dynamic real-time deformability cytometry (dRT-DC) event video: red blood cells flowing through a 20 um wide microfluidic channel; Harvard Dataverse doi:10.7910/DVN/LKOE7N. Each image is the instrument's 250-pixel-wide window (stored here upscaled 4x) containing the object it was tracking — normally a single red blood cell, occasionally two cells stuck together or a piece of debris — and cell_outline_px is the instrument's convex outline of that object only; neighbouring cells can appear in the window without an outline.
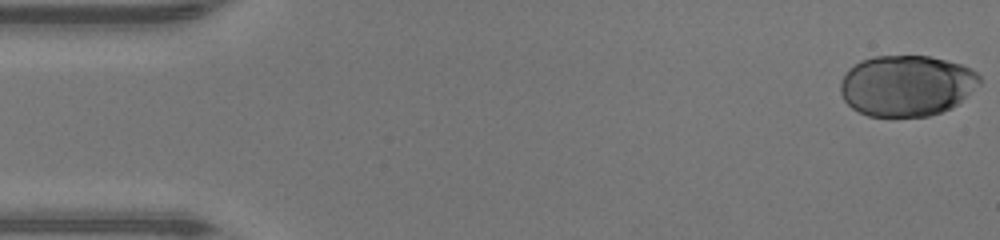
{"species": "human", "species_latin": "Homo sapiens", "temperature_condition": "warm", "stored_images_in_passage": 47, "camera_frame_rate_fps": 3000, "um_per_image_px": 0.085, "donor": {"sex": "male"}, "frame": {"image": 1, "passage_image": 1, "time_ms": 0.0, "image_size_px": [1000, 240], "cell_outline_px": [[980, 84], [952, 108], [928, 116], [868, 116], [852, 108], [844, 100], [840, 92], [840, 84], [848, 68], [860, 60], [876, 56], [928, 56], [960, 64], [976, 72], [980, 76]], "centroid_in_image_um": [77.04, 7.28], "position_along_channel_um": 8.0, "area_um2": 49.3}}
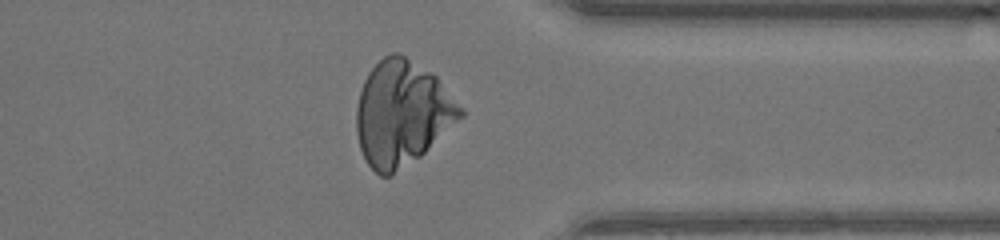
{"frame": {"image": 2, "passage_image": 37, "time_ms": 12.0, "image_size_px": [1000, 240], "cell_outline_px": [[464, 116], [420, 156], [392, 176], [380, 176], [368, 164], [360, 148], [356, 132], [356, 108], [360, 92], [364, 80], [368, 72], [384, 56], [392, 52], [396, 52], [404, 56], [436, 76], [464, 108]], "centroid_in_image_um": [34.17, 9.65], "position_along_channel_um": 377.2, "area_um2": 63.29}}
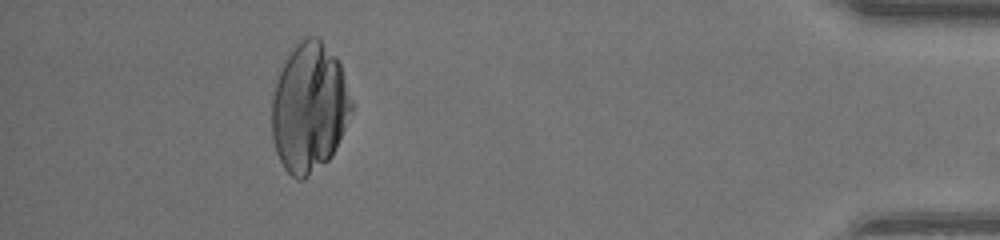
{"frame": {"image": 3, "passage_image": 43, "time_ms": 14.0, "image_size_px": [1000, 240], "cell_outline_px": [[356, 104], [336, 148], [332, 156], [328, 160], [304, 180], [296, 180], [284, 168], [276, 152], [272, 140], [272, 96], [284, 60], [296, 44], [304, 36], [316, 36], [336, 56], [340, 64]], "centroid_in_image_um": [26.32, 9.15], "position_along_channel_um": 408.9, "area_um2": 60.81}}